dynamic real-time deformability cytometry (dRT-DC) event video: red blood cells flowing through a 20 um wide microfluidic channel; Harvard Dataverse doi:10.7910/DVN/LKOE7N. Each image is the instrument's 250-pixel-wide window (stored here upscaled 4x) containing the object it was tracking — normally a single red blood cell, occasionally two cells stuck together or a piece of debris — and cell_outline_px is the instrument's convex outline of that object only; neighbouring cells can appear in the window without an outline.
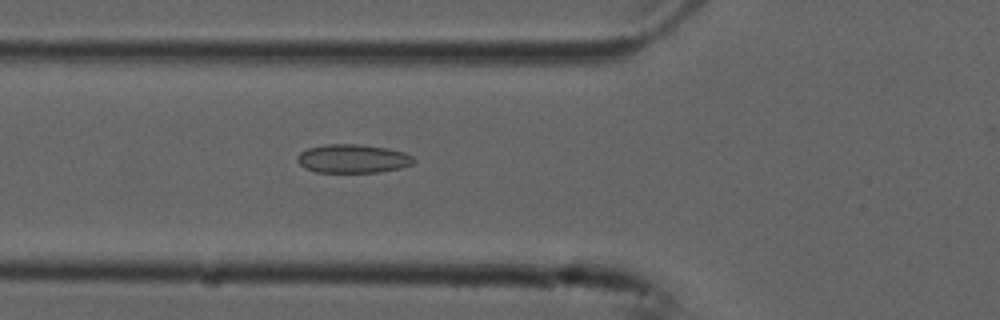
{"species": "common noctule bat (a hibernating species)", "species_latin": "Nyctalus noctula", "temperature_condition": "cold", "stored_images_in_passage": 54, "camera_frame_rate_fps": 3000, "um_per_image_px": 0.085, "animal": {"sex": "male", "forearm_length_mm": 52.5}, "frame": {"image": 1, "passage_image": 19, "time_ms": 6.0, "image_size_px": [1000, 320], "cell_outline_px": [[416, 160], [412, 164], [400, 168], [380, 172], [316, 172], [304, 168], [296, 160], [296, 156], [300, 152], [308, 148], [324, 144], [360, 144], [388, 148], [404, 152], [412, 156]], "centroid_in_image_um": [29.97, 13.48], "position_along_channel_um": 95.8, "area_um2": 19.59}}
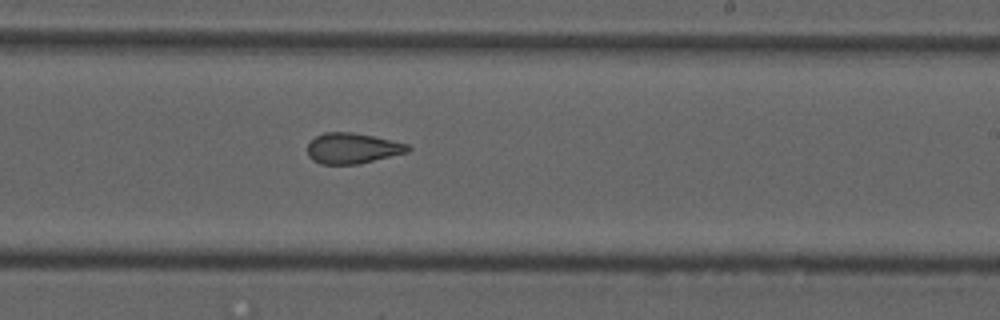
{"frame": {"image": 2, "passage_image": 32, "time_ms": 10.333, "image_size_px": [1000, 320], "cell_outline_px": [[412, 148], [408, 152], [360, 164], [320, 164], [312, 160], [308, 156], [308, 144], [316, 136], [324, 132], [352, 132], [372, 136], [408, 144]], "centroid_in_image_um": [29.95, 12.61], "position_along_channel_um": 259.0, "area_um2": 17.92}}
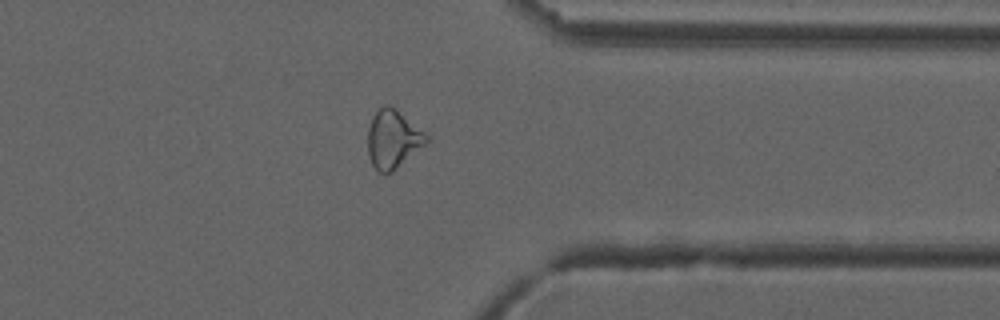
{"frame": {"image": 3, "passage_image": 42, "time_ms": 13.667, "image_size_px": [1000, 320], "cell_outline_px": [[428, 140], [424, 144], [392, 172], [376, 172], [372, 164], [368, 152], [368, 128], [372, 116], [380, 108], [388, 104], [392, 104], [424, 132], [428, 136]], "centroid_in_image_um": [33.37, 11.8], "position_along_channel_um": 378.0, "area_um2": 19.65}, "authors_computed_cell_mechanics": {"area_um2": 20.1722, "velocity_mm_per_s": 3.7667, "shape_relaxation_time_tau1_ms": null, "shape_relaxation_time_tau2_ms": 2.3683, "deformation_change_tau1": null, "deformation_change_tau2": 0.0822}}